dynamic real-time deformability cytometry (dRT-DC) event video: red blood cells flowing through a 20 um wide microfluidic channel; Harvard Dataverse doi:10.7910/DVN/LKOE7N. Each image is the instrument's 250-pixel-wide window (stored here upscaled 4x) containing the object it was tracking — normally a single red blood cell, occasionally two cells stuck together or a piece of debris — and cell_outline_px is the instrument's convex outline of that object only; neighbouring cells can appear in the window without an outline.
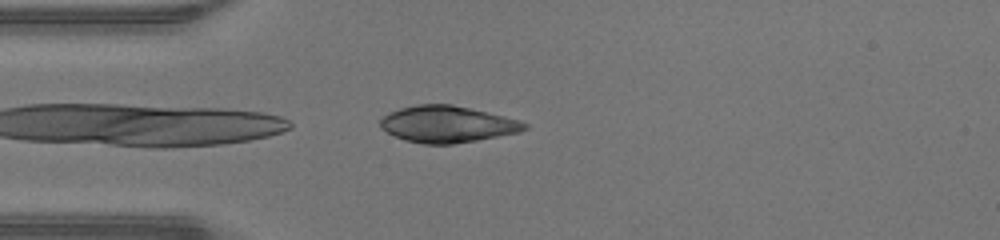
{"species": "human", "species_latin": "Homo sapiens", "temperature_condition": "warm", "stored_images_in_passage": 35, "camera_frame_rate_fps": 3000, "um_per_image_px": 0.085, "donor": {"sex": "male"}, "frame": {"image": 1, "passage_image": 1, "time_ms": 0.0, "image_size_px": [1000, 240], "cell_outline_px": [[528, 128], [520, 132], [476, 140], [452, 144], [424, 144], [404, 140], [380, 128], [380, 120], [388, 112], [400, 108], [416, 104], [452, 104], [504, 116], [520, 120], [528, 124]], "centroid_in_image_um": [38.01, 10.55], "position_along_channel_um": 47.0, "area_um2": 30.69}}
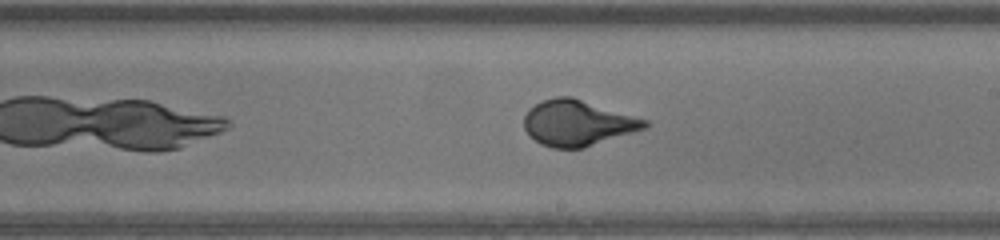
{"frame": {"image": 2, "passage_image": 15, "time_ms": 4.667, "image_size_px": [1000, 240], "cell_outline_px": [[652, 124], [648, 128], [584, 148], [552, 148], [540, 144], [524, 128], [524, 116], [528, 108], [544, 100], [556, 96], [572, 96], [648, 120]], "centroid_in_image_um": [49.14, 10.45], "position_along_channel_um": 239.9, "area_um2": 32.37}}
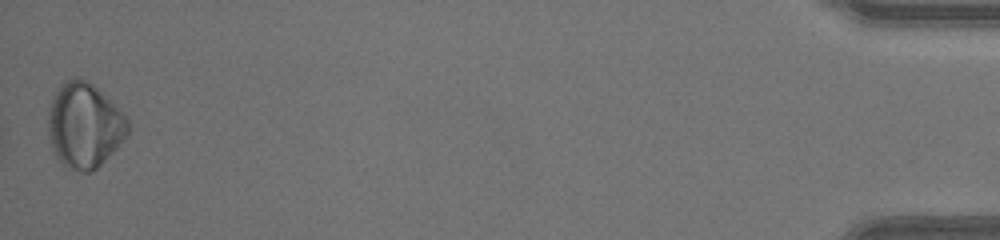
{"frame": {"image": 3, "passage_image": 35, "time_ms": 11.333, "image_size_px": [1000, 240], "cell_outline_px": [[132, 128], [116, 148], [92, 172], [80, 172], [68, 168], [56, 156], [52, 148], [48, 128], [48, 112], [56, 88], [64, 80], [76, 76], [88, 80], [116, 104], [132, 124]], "centroid_in_image_um": [7.19, 10.62], "position_along_channel_um": 428.0, "area_um2": 39.82}, "authors_computed_cell_mechanics": {"area_um2": 31.8478, "velocity_mm_per_s": 4.3793, "shape_relaxation_time_tau1_ms": 3.4605, "shape_relaxation_time_tau2_ms": null, "deformation_change_tau1": 0.1853, "deformation_change_tau2": null}}